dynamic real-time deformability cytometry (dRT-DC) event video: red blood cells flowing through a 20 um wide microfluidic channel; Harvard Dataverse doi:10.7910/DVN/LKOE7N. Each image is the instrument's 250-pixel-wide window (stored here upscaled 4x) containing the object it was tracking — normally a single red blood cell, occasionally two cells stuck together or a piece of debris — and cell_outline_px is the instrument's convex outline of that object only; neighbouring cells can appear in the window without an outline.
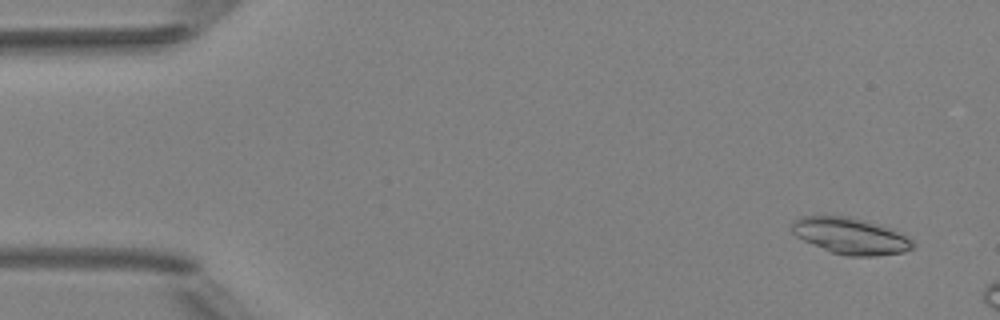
{"species": "Egyptian fruit bat (a non-hibernating species)", "species_latin": "Rousettus aegyptiacus", "temperature_condition": "room temperature", "stored_images_in_passage": 4, "camera_frame_rate_fps": 3000, "um_per_image_px": 0.085, "animal": {"sex": "female"}, "frame": {"image": 1, "passage_image": 1, "time_ms": 0.0, "image_size_px": [1000, 320], "cell_outline_px": [[916, 244], [912, 248], [904, 252], [876, 256], [848, 256], [832, 252], [812, 244], [796, 236], [792, 232], [792, 224], [800, 216], [848, 216], [864, 220], [904, 232]], "centroid_in_image_um": [72.35, 20.06], "position_along_channel_um": 12.6, "area_um2": 25.66}}